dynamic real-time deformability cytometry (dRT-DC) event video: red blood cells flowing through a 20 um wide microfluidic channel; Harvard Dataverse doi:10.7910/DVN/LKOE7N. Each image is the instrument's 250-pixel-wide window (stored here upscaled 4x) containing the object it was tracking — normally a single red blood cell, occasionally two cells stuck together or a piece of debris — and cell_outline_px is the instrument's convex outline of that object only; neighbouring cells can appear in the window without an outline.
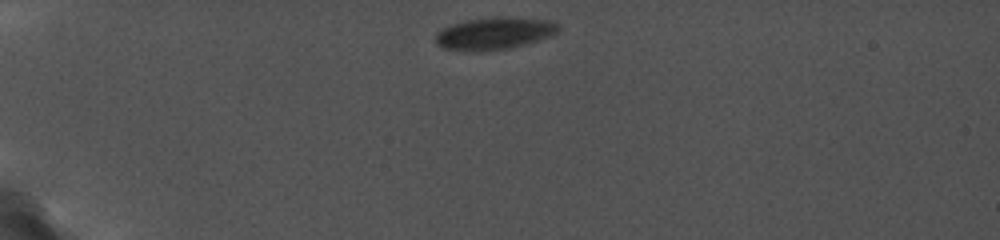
{"species": "common noctule bat (a hibernating species)", "species_latin": "Nyctalus noctula", "temperature_condition": "cold", "stored_images_in_passage": 4, "camera_frame_rate_fps": 5000, "um_per_image_px": 0.085, "animal": {"sex": "female", "body_mass_g": 19.0, "forearm_length_mm": 56.7}, "frame": {"image": 1, "passage_image": 1, "time_ms": 0.0, "image_size_px": [1000, 240], "cell_outline_px": [[560, 28], [556, 32], [548, 36], [524, 44], [508, 48], [480, 52], [472, 52], [440, 48], [436, 44], [436, 32], [452, 24], [464, 20], [496, 16], [500, 16], [552, 20], [560, 24]], "centroid_in_image_um": [41.98, 2.83], "position_along_channel_um": 43.0, "area_um2": 23.29}}